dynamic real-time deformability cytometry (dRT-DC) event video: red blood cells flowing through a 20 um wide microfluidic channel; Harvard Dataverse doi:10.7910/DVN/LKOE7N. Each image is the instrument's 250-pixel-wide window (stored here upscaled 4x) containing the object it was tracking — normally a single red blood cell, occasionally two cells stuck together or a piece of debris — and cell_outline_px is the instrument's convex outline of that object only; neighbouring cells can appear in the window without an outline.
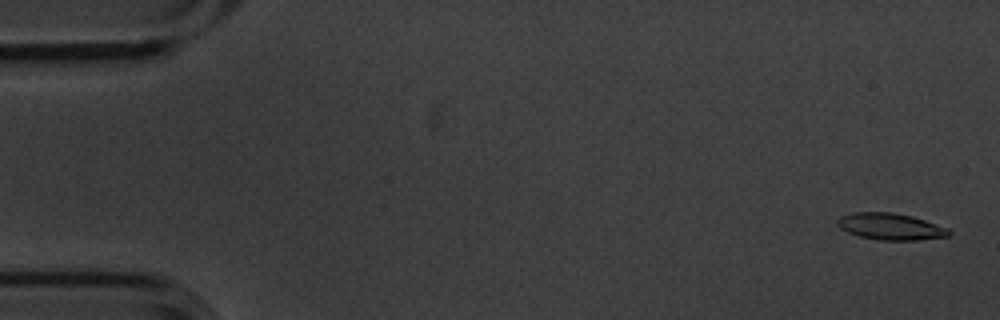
{"species": "common noctule bat (a hibernating species)", "species_latin": "Nyctalus noctula", "temperature_condition": "cold", "stored_images_in_passage": 2, "segment_of_instrument_passage": [2, 2], "camera_frame_rate_fps": 3000, "um_per_image_px": 0.085, "animal": {"sex": "male", "body_mass_g": 20.1, "forearm_length_mm": 53.5}, "frame": {"image": 1, "passage_image": 2, "time_ms": 0.333, "image_size_px": [1000, 320], "cell_outline_px": [[952, 232], [948, 236], [916, 240], [880, 240], [860, 236], [848, 232], [840, 228], [836, 224], [836, 220], [840, 216], [852, 212], [892, 212], [912, 216], [948, 228]], "centroid_in_image_um": [75.67, 19.25], "position_along_channel_um": 9.3, "area_um2": 17.28}}